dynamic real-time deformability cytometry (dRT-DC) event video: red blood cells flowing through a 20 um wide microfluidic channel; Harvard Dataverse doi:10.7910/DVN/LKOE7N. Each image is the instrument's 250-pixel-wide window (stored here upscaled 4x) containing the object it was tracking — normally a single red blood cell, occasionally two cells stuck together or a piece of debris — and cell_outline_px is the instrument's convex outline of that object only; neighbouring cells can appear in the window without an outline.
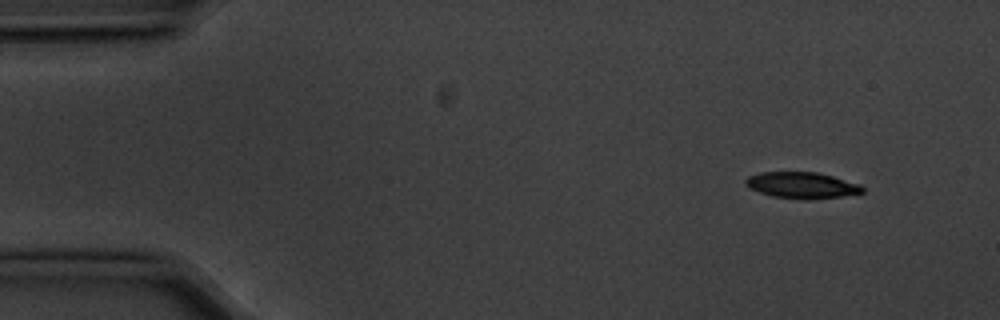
{"species": "common noctule bat (a hibernating species)", "species_latin": "Nyctalus noctula", "temperature_condition": "cold", "stored_images_in_passage": 3, "camera_frame_rate_fps": 3000, "um_per_image_px": 0.085, "animal": {"sex": "male", "body_mass_g": 20.1, "forearm_length_mm": 53.5}, "frame": {"image": 1, "passage_image": 1, "time_ms": 0.0, "image_size_px": [1000, 320], "cell_outline_px": [[864, 192], [840, 196], [804, 200], [772, 196], [760, 192], [744, 184], [744, 180], [748, 176], [760, 172], [816, 172], [832, 176], [860, 184], [864, 188]], "centroid_in_image_um": [68.14, 15.74], "position_along_channel_um": 16.9, "area_um2": 17.74}}
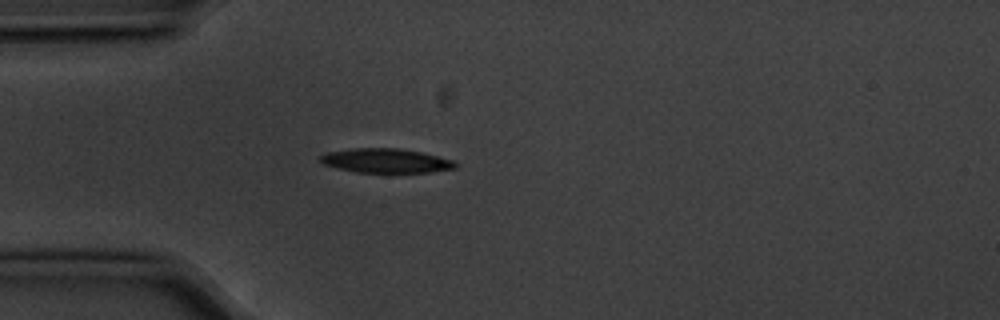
{"frame": {"image": 2, "passage_image": 3, "time_ms": 0.667, "image_size_px": [1000, 320], "cell_outline_px": [[456, 168], [432, 172], [356, 172], [336, 168], [324, 164], [316, 160], [320, 156], [328, 152], [356, 148], [400, 148], [420, 152], [452, 160], [456, 164]], "centroid_in_image_um": [32.75, 13.66], "position_along_channel_um": 52.2, "area_um2": 18.96}}